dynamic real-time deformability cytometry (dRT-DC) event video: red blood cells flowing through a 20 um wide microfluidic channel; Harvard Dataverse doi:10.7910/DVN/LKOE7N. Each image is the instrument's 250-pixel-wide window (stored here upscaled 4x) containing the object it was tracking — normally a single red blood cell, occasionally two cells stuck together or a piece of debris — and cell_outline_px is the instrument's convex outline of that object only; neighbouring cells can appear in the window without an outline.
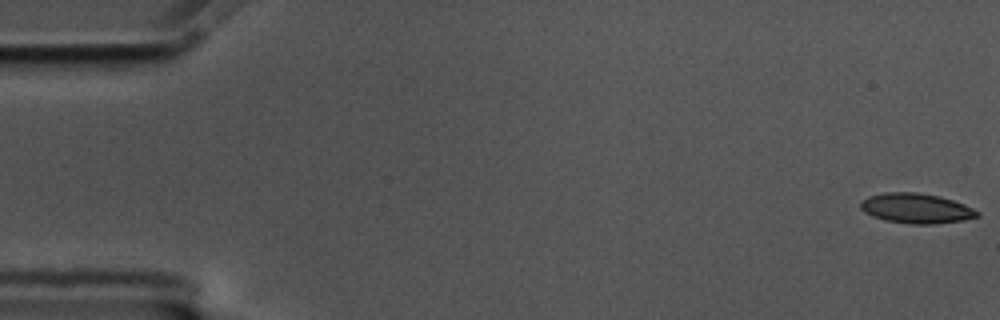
{"species": "common noctule bat (a hibernating species)", "species_latin": "Nyctalus noctula", "temperature_condition": "cold", "stored_images_in_passage": 50, "camera_frame_rate_fps": 3000, "um_per_image_px": 0.085, "animal": {"sex": "male", "body_mass_g": 17.5, "forearm_length_mm": 52.3}, "frame": {"image": 1, "passage_image": 1, "time_ms": 0.0, "image_size_px": [1000, 320], "cell_outline_px": [[980, 216], [964, 220], [932, 224], [912, 224], [884, 220], [872, 216], [864, 212], [860, 208], [860, 204], [868, 196], [884, 192], [916, 192], [940, 196], [964, 204], [980, 212]], "centroid_in_image_um": [77.88, 17.71], "position_along_channel_um": 7.1, "area_um2": 20.4}}
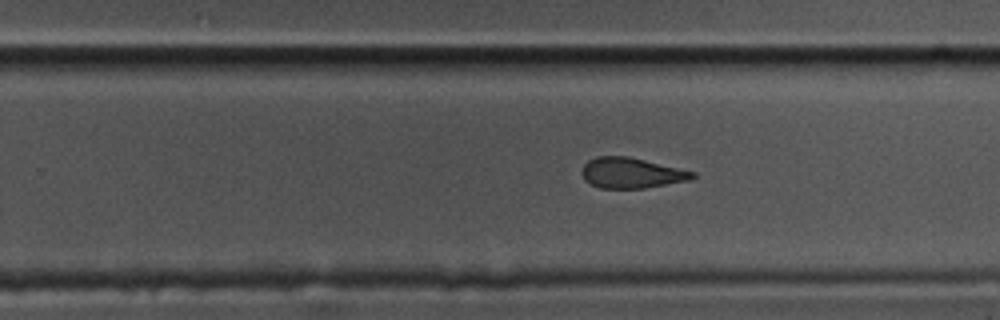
{"frame": {"image": 2, "passage_image": 36, "time_ms": 11.667, "image_size_px": [1000, 320], "cell_outline_px": [[696, 176], [688, 180], [644, 188], [600, 188], [584, 180], [580, 172], [584, 164], [588, 160], [596, 156], [628, 156], [696, 172]], "centroid_in_image_um": [53.63, 14.69], "position_along_channel_um": 276.2, "area_um2": 19.59}}
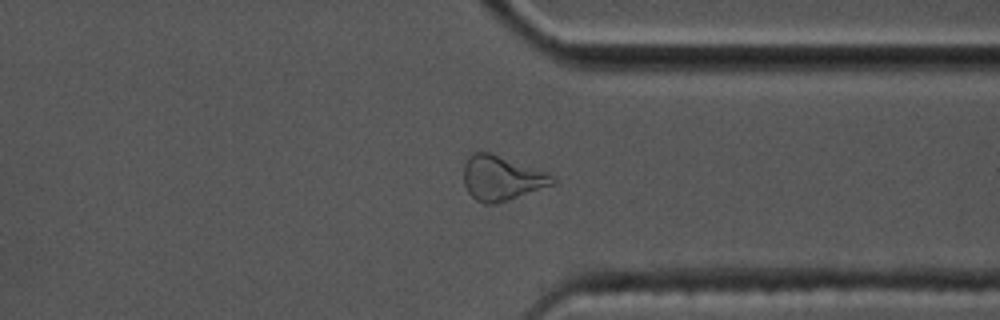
{"frame": {"image": 3, "passage_image": 44, "time_ms": 14.333, "image_size_px": [1000, 320], "cell_outline_px": [[556, 184], [496, 204], [484, 204], [476, 200], [468, 192], [464, 184], [464, 164], [468, 156], [472, 152], [488, 152], [544, 172], [552, 176], [556, 180]], "centroid_in_image_um": [42.6, 15.16], "position_along_channel_um": 368.8, "area_um2": 22.83}, "authors_computed_cell_mechanics": {"area_um2": 20.6924, "velocity_mm_per_s": 3.5117, "shape_relaxation_time_tau1_ms": null, "shape_relaxation_time_tau2_ms": 2.7361, "deformation_change_tau1": null, "deformation_change_tau2": 0.0959}}